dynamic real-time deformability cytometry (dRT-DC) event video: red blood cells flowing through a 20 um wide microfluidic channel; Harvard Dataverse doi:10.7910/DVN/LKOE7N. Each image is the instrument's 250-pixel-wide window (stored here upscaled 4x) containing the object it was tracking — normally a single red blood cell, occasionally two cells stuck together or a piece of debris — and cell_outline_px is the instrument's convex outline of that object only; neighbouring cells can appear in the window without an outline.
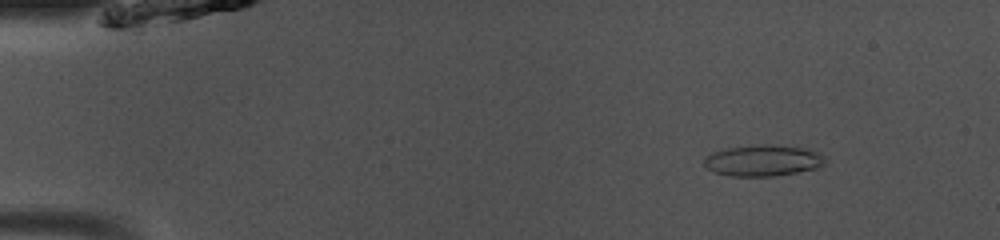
{"species": "common noctule bat (a hibernating species)", "species_latin": "Nyctalus noctula", "temperature_condition": "room temperature", "stored_images_in_passage": 44, "camera_frame_rate_fps": 3000, "um_per_image_px": 0.085, "animal": {"sex": "male", "body_mass_g": 13.0, "forearm_length_mm": 53.1}, "frame": {"image": 1, "passage_image": 1, "time_ms": 0.0, "image_size_px": [1000, 240], "cell_outline_px": [[828, 160], [824, 164], [816, 168], [796, 172], [772, 176], [728, 176], [712, 172], [704, 168], [704, 160], [708, 156], [716, 152], [728, 148], [760, 144], [772, 144], [804, 148], [820, 152]], "centroid_in_image_um": [64.87, 13.65], "position_along_channel_um": 20.1, "area_um2": 22.08}}
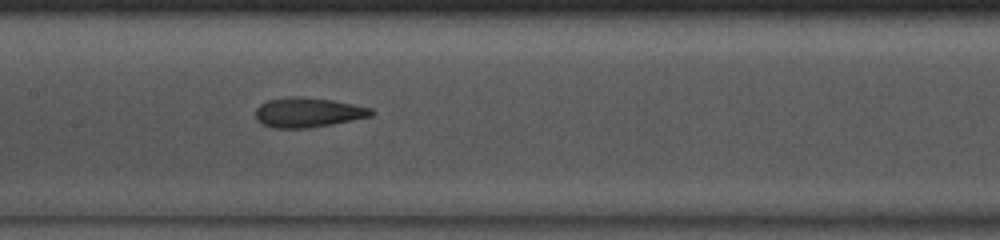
{"frame": {"image": 2, "passage_image": 19, "time_ms": 6.0, "image_size_px": [1000, 240], "cell_outline_px": [[376, 112], [372, 116], [332, 124], [308, 128], [272, 128], [256, 120], [256, 108], [260, 104], [268, 100], [288, 96], [300, 96], [332, 100], [372, 108]], "centroid_in_image_um": [26.18, 9.55], "position_along_channel_um": 181.2, "area_um2": 20.11}}
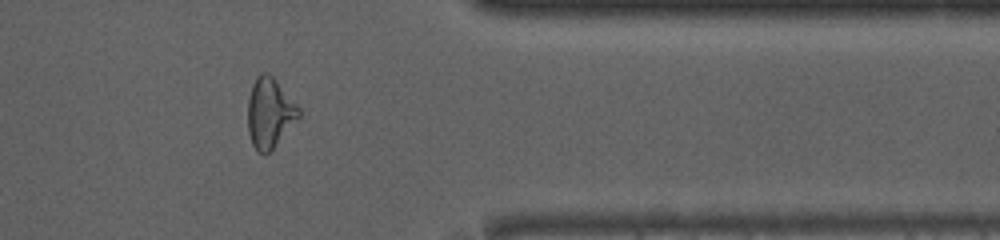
{"frame": {"image": 3, "passage_image": 35, "time_ms": 11.333, "image_size_px": [1000, 240], "cell_outline_px": [[300, 116], [272, 148], [268, 152], [256, 152], [252, 144], [248, 132], [248, 100], [252, 84], [256, 76], [260, 72], [264, 72], [272, 76], [276, 80], [300, 108]], "centroid_in_image_um": [22.9, 9.57], "position_along_channel_um": 388.5, "area_um2": 20.46}, "authors_computed_cell_mechanics": {"area_um2": 20.7791, "velocity_mm_per_s": 4.0963, "shape_relaxation_time_tau1_ms": null, "shape_relaxation_time_tau2_ms": 1.9765, "deformation_change_tau1": null, "deformation_change_tau2": 0.0986}}